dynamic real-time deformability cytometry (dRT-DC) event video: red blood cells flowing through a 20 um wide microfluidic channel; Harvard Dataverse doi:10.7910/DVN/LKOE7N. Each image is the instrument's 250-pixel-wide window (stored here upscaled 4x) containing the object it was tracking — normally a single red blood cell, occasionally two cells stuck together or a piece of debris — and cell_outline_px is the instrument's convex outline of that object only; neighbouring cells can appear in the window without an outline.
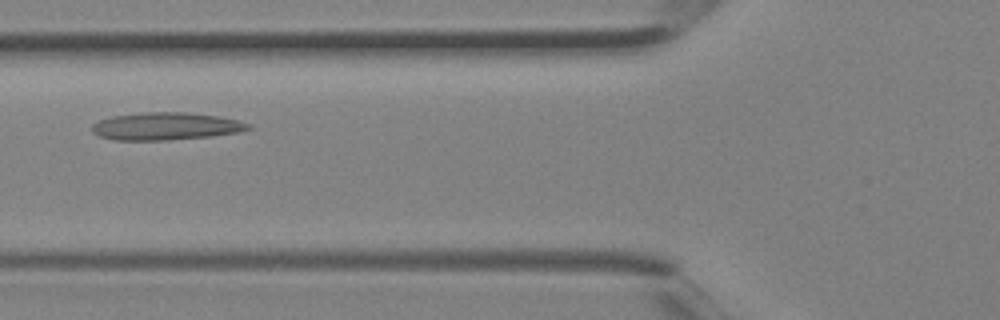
{"species": "Egyptian fruit bat (a non-hibernating species)", "species_latin": "Rousettus aegyptiacus", "temperature_condition": "room temperature", "stored_images_in_passage": 3, "camera_frame_rate_fps": 3000, "um_per_image_px": 0.085, "animal": {"sex": "female"}, "frame": {"image": 1, "passage_image": 3, "time_ms": 0.667, "image_size_px": [1000, 320], "cell_outline_px": [[252, 128], [236, 132], [212, 136], [164, 140], [112, 140], [100, 136], [92, 132], [92, 124], [100, 120], [112, 116], [144, 112], [188, 112], [216, 116], [236, 120], [252, 124]], "centroid_in_image_um": [14.07, 10.73], "position_along_channel_um": 111.7, "area_um2": 24.97}}